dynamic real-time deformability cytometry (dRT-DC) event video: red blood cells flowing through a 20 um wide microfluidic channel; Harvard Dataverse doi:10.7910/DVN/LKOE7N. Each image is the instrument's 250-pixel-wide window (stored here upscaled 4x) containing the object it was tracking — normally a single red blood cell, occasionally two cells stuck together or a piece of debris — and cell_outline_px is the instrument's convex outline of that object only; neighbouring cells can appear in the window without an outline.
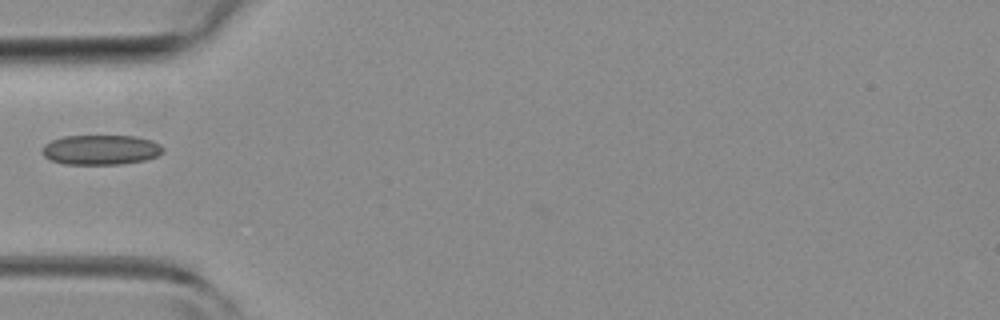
{"species": "common noctule bat (a hibernating species)", "species_latin": "Nyctalus noctula", "temperature_condition": "room temperature", "stored_images_in_passage": 32, "camera_frame_rate_fps": 3000, "um_per_image_px": 0.085, "animal": {"sex": "female", "body_mass_g": 19.3, "forearm_length_mm": 54.1}, "frame": {"image": 1, "passage_image": 1, "time_ms": 0.0, "image_size_px": [1000, 320], "cell_outline_px": [[164, 152], [156, 156], [144, 160], [124, 164], [64, 164], [52, 160], [44, 156], [40, 152], [44, 144], [52, 140], [64, 136], [136, 136], [152, 140], [160, 144], [164, 148]], "centroid_in_image_um": [8.57, 12.73], "position_along_channel_um": 76.4, "area_um2": 21.15}}
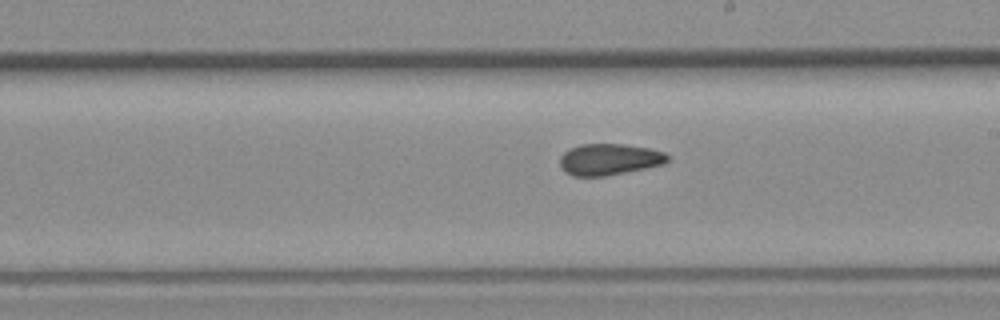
{"frame": {"image": 2, "passage_image": 12, "time_ms": 3.667, "image_size_px": [1000, 320], "cell_outline_px": [[668, 160], [664, 164], [604, 176], [572, 176], [564, 172], [560, 164], [560, 156], [568, 148], [580, 144], [624, 144], [648, 148], [664, 152], [668, 156]], "centroid_in_image_um": [51.74, 13.54], "position_along_channel_um": 237.3, "area_um2": 19.65}}
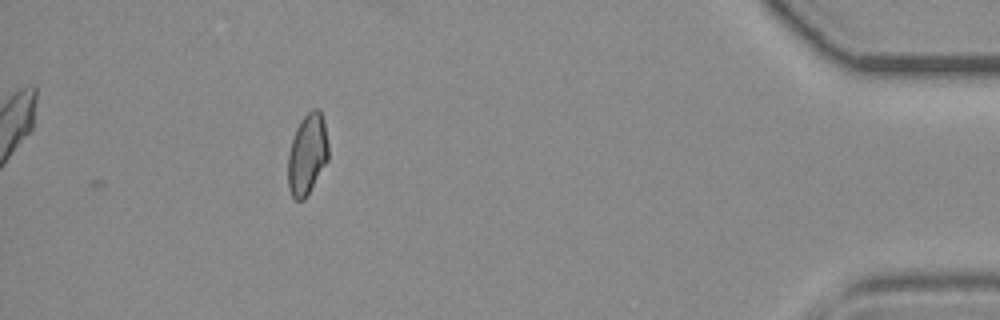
{"frame": {"image": 3, "passage_image": 28, "time_ms": 9.0, "image_size_px": [1000, 320], "cell_outline_px": [[328, 160], [304, 200], [296, 200], [292, 196], [288, 188], [288, 152], [296, 128], [304, 116], [312, 108], [320, 108], [324, 124], [328, 144]], "centroid_in_image_um": [26.11, 13.11], "position_along_channel_um": 409.1, "area_um2": 18.96}}